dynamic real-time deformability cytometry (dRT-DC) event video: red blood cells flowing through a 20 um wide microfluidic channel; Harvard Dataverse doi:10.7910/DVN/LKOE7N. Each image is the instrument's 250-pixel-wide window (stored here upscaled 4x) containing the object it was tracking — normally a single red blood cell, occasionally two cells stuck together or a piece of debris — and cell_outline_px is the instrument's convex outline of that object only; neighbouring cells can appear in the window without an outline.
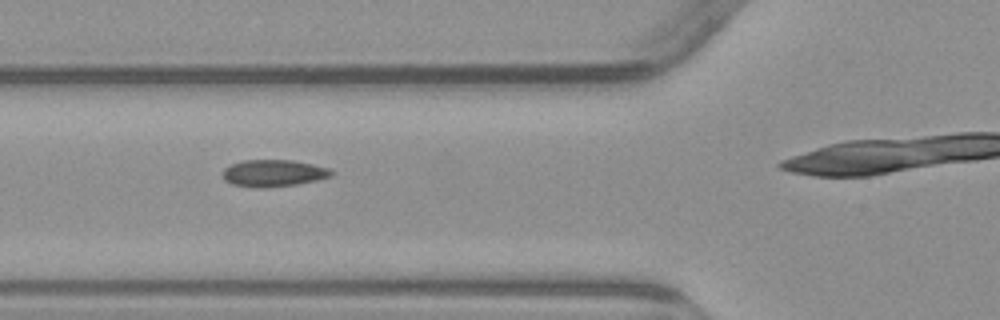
{"species": "common noctule bat (a hibernating species)", "species_latin": "Nyctalus noctula", "temperature_condition": "warm", "stored_images_in_passage": 8, "camera_frame_rate_fps": 3000, "um_per_image_px": 0.085, "animal": {"sex": "male", "body_mass_g": 23.1, "forearm_length_mm": 52.7}, "frame": {"image": 1, "passage_image": 3, "time_ms": 3.0, "image_size_px": [1000, 320], "cell_outline_px": [[336, 172], [332, 176], [316, 180], [296, 184], [264, 188], [256, 188], [232, 184], [224, 180], [224, 168], [232, 164], [244, 160], [292, 160], [312, 164], [328, 168]], "centroid_in_image_um": [23.26, 14.72], "position_along_channel_um": 102.5, "area_um2": 16.99}}